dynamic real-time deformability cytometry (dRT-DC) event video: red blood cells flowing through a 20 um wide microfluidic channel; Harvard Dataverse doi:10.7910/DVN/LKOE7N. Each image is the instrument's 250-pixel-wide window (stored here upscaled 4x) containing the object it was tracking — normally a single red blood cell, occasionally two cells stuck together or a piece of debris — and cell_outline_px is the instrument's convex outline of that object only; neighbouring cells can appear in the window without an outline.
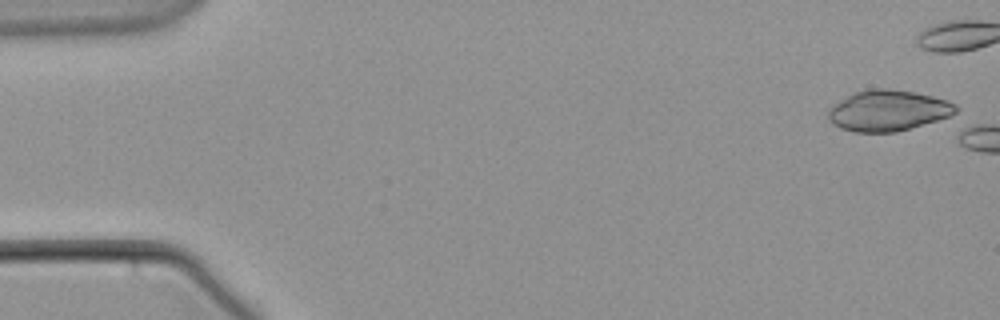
{"species": "common noctule bat (a hibernating species)", "species_latin": "Nyctalus noctula", "temperature_condition": "warm", "stored_images_in_passage": 1, "camera_frame_rate_fps": 3000, "um_per_image_px": 0.085, "animal": {"sex": "male", "body_mass_g": 21.5, "forearm_length_mm": 52.0}, "frame": {"image": 1, "passage_image": 1, "time_ms": 0.0, "image_size_px": [1000, 320], "cell_outline_px": [[960, 108], [956, 112], [948, 116], [936, 120], [896, 132], [852, 132], [840, 128], [832, 124], [828, 120], [828, 112], [832, 104], [856, 92], [872, 88], [888, 88], [912, 92], [932, 96], [948, 100], [956, 104]], "centroid_in_image_um": [75.46, 9.4], "position_along_channel_um": 9.5, "area_um2": 30.29}}